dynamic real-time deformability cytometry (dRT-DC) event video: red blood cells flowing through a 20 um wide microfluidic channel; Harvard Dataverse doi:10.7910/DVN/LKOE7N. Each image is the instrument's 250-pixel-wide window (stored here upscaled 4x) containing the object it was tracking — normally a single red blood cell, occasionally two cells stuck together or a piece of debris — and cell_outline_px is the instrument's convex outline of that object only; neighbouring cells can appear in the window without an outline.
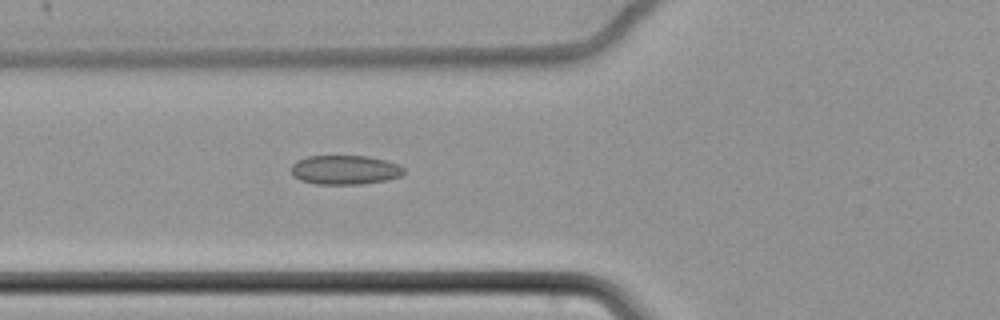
{"species": "common noctule bat (a hibernating species)", "species_latin": "Nyctalus noctula", "temperature_condition": "cold", "stored_images_in_passage": 7, "segment_of_instrument_passage": [1, 2], "camera_frame_rate_fps": 3000, "um_per_image_px": 0.085, "animal": {"sex": "female", "body_mass_g": 22.7, "forearm_length_mm": 54.2}, "frame": {"image": 1, "passage_image": 6, "time_ms": 1.667, "image_size_px": [1000, 320], "cell_outline_px": [[404, 172], [400, 176], [388, 180], [360, 184], [316, 184], [300, 180], [292, 176], [292, 164], [296, 160], [308, 156], [368, 156], [400, 164], [404, 168]], "centroid_in_image_um": [29.31, 14.44], "position_along_channel_um": 96.5, "area_um2": 19.31}}